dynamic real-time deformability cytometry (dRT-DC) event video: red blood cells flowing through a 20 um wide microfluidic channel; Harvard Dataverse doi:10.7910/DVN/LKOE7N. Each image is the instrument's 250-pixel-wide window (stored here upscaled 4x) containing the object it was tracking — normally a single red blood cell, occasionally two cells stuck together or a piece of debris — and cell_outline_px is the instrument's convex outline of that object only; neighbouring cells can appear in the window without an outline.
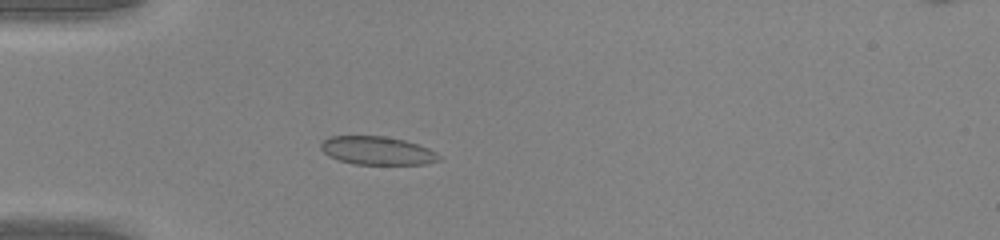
{"species": "common noctule bat (a hibernating species)", "species_latin": "Nyctalus noctula", "temperature_condition": "warm", "stored_images_in_passage": 49, "camera_frame_rate_fps": 3000, "um_per_image_px": 0.085, "animal": {"sex": "male", "body_mass_g": 20.0, "forearm_length_mm": 53.3}, "frame": {"image": 1, "passage_image": 15, "time_ms": 4.667, "image_size_px": [1000, 240], "cell_outline_px": [[440, 160], [424, 164], [352, 164], [328, 156], [320, 148], [320, 144], [328, 136], [384, 136], [404, 140], [428, 148], [436, 152], [440, 156]], "centroid_in_image_um": [32.04, 12.8], "position_along_channel_um": 53.0, "area_um2": 19.42}}
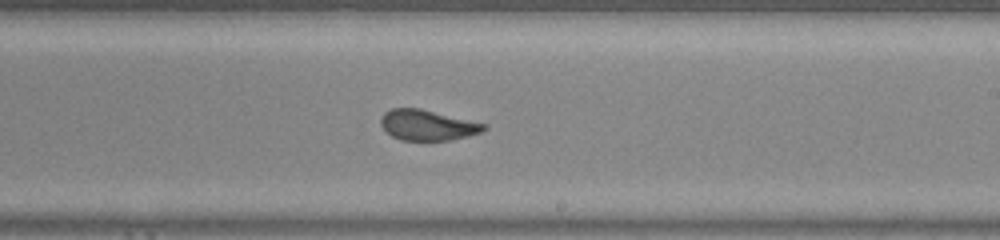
{"frame": {"image": 2, "passage_image": 30, "time_ms": 9.667, "image_size_px": [1000, 240], "cell_outline_px": [[488, 128], [484, 132], [468, 136], [448, 140], [400, 140], [392, 136], [380, 124], [380, 120], [384, 112], [392, 108], [420, 108], [488, 124]], "centroid_in_image_um": [36.38, 10.63], "position_along_channel_um": 252.6, "area_um2": 18.44}}
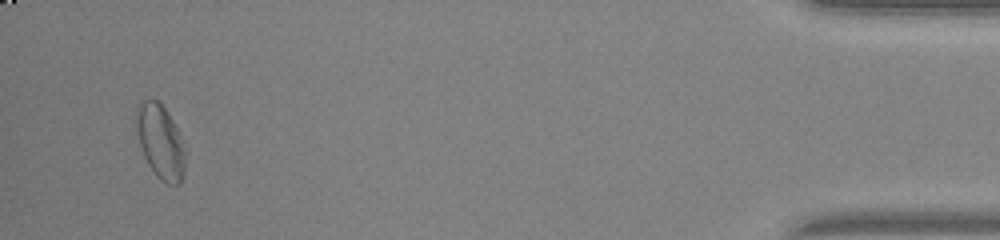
{"frame": {"image": 3, "passage_image": 47, "time_ms": 15.333, "image_size_px": [1000, 240], "cell_outline_px": [[184, 176], [180, 184], [168, 184], [160, 180], [156, 176], [148, 164], [144, 156], [140, 144], [136, 124], [136, 104], [144, 100], [156, 100], [164, 108], [172, 120], [176, 128], [184, 152]], "centroid_in_image_um": [13.61, 12.07], "position_along_channel_um": 421.6, "area_um2": 20.63}, "authors_computed_cell_mechanics": {"area_um2": 19.7676, "velocity_mm_per_s": 4.2775, "shape_relaxation_time_tau1_ms": 5.5841, "shape_relaxation_time_tau2_ms": null, "deformation_change_tau1": 0.1278, "deformation_change_tau2": null}}